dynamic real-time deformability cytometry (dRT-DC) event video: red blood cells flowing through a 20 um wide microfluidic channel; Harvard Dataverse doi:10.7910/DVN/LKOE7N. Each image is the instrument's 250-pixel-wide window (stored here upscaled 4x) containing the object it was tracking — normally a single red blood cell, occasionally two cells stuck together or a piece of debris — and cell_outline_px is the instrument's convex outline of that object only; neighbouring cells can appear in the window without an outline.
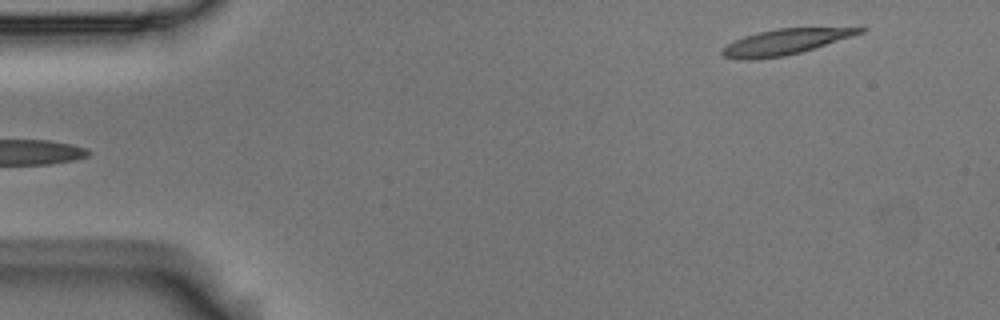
{"species": "Egyptian fruit bat (a non-hibernating species)", "species_latin": "Rousettus aegyptiacus", "temperature_condition": "room temperature", "stored_images_in_passage": 4, "segment_of_instrument_passage": [2, 2], "camera_frame_rate_fps": 3000, "um_per_image_px": 0.085, "animal": {"sex": "male"}, "frame": {"image": 1, "passage_image": 4, "time_ms": 1.0, "image_size_px": [1000, 320], "cell_outline_px": [[868, 28], [864, 32], [852, 36], [800, 52], [784, 56], [752, 60], [744, 60], [724, 56], [720, 52], [728, 44], [744, 36], [760, 32], [780, 28]], "centroid_in_image_um": [66.71, 3.57], "position_along_channel_um": 18.3, "area_um2": 19.94}}